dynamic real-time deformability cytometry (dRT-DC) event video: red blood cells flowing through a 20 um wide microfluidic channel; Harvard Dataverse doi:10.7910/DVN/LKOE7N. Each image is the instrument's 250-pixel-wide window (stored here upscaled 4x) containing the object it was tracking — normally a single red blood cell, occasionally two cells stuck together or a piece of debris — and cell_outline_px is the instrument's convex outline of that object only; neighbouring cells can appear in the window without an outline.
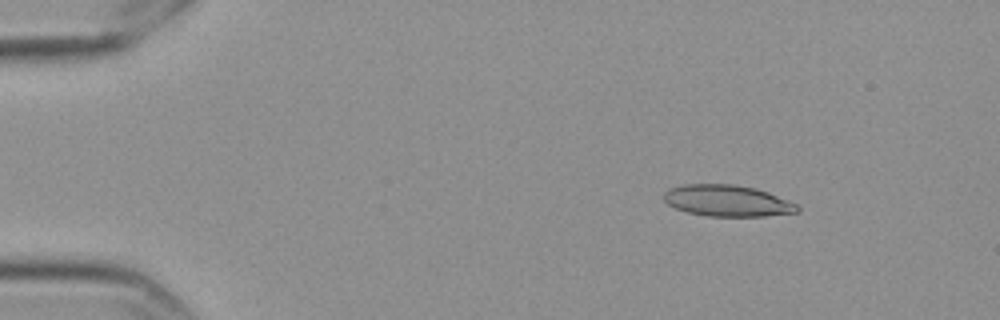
{"species": "Egyptian fruit bat (a non-hibernating species)", "species_latin": "Rousettus aegyptiacus", "temperature_condition": "cold", "stored_images_in_passage": 57, "camera_frame_rate_fps": 3000, "um_per_image_px": 0.085, "frame": {"image": 1, "passage_image": 8, "time_ms": 2.333, "image_size_px": [1000, 320], "cell_outline_px": [[800, 212], [764, 216], [708, 216], [688, 212], [676, 208], [668, 204], [664, 200], [664, 192], [668, 188], [684, 184], [732, 184], [756, 188], [768, 192], [800, 204]], "centroid_in_image_um": [61.87, 17.06], "position_along_channel_um": 23.1, "area_um2": 24.62}}
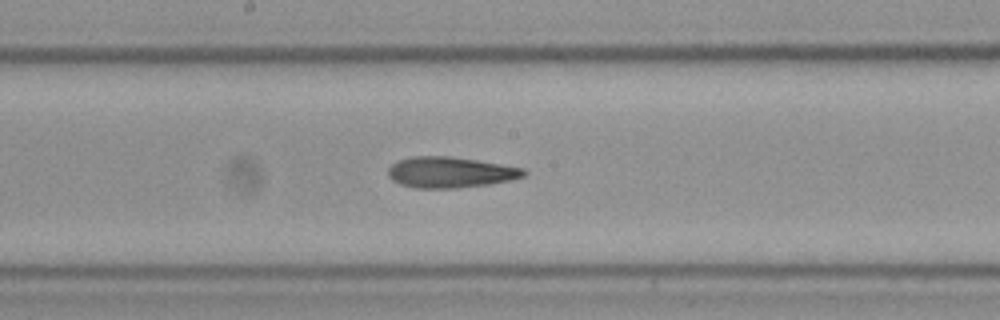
{"frame": {"image": 2, "passage_image": 31, "time_ms": 10.0, "image_size_px": [1000, 320], "cell_outline_px": [[528, 172], [524, 176], [512, 180], [488, 184], [456, 188], [416, 188], [400, 184], [392, 180], [388, 176], [388, 168], [392, 164], [400, 160], [412, 156], [448, 156], [476, 160], [524, 168]], "centroid_in_image_um": [38.27, 14.65], "position_along_channel_um": 209.9, "area_um2": 24.33}}
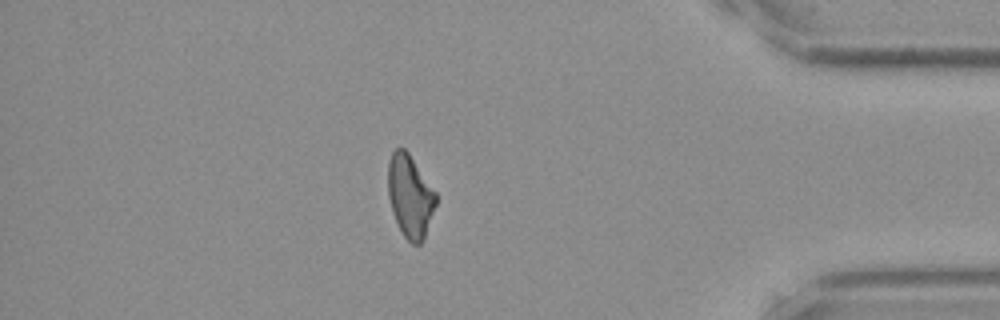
{"frame": {"image": 3, "passage_image": 50, "time_ms": 16.333, "image_size_px": [1000, 320], "cell_outline_px": [[436, 204], [424, 236], [420, 244], [412, 244], [404, 236], [392, 212], [388, 196], [388, 164], [392, 152], [396, 148], [404, 148], [408, 152], [436, 192]], "centroid_in_image_um": [34.84, 16.65], "position_along_channel_um": 400.4, "area_um2": 22.72}, "authors_computed_cell_mechanics": {"area_um2": 24.276, "velocity_mm_per_s": 3.543, "shape_relaxation_time_tau1_ms": null, "shape_relaxation_time_tau2_ms": 6.5486, "deformation_change_tau1": null, "deformation_change_tau2": 0.1839}}